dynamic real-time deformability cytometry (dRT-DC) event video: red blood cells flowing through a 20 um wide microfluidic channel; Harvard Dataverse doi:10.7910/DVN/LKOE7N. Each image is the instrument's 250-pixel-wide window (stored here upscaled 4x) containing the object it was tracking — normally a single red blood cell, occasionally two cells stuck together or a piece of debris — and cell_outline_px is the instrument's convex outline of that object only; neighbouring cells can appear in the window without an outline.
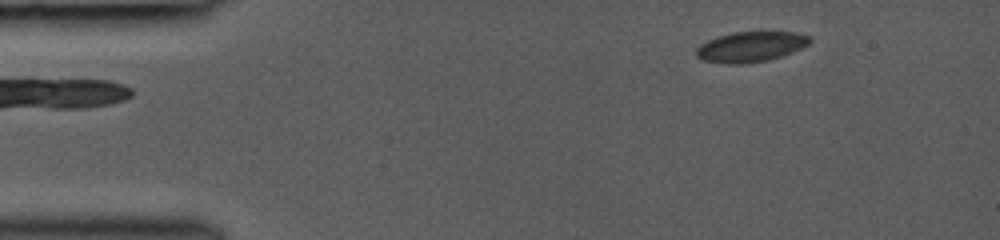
{"species": "common noctule bat (a hibernating species)", "species_latin": "Nyctalus noctula", "temperature_condition": "room temperature", "stored_images_in_passage": 64, "camera_frame_rate_fps": 3000, "um_per_image_px": 0.085, "animal": {"sex": "female", "body_mass_g": 19.0, "forearm_length_mm": 53.3}, "frame": {"image": 1, "passage_image": 1, "time_ms": 0.0, "image_size_px": [1000, 240], "cell_outline_px": [[812, 40], [808, 44], [792, 52], [768, 60], [744, 64], [728, 64], [704, 60], [696, 56], [696, 48], [700, 44], [708, 40], [732, 32], [796, 32], [808, 36]], "centroid_in_image_um": [63.79, 3.98], "position_along_channel_um": 21.2, "area_um2": 19.88}}
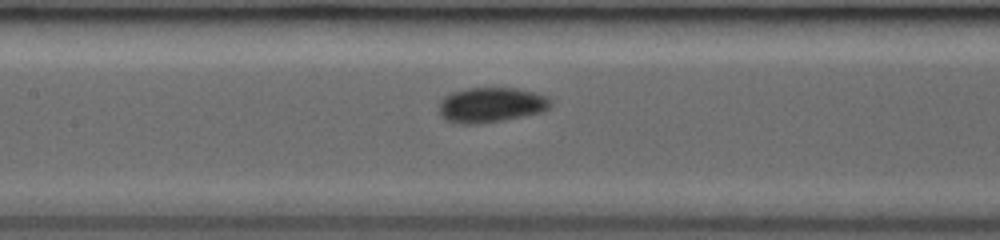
{"frame": {"image": 2, "passage_image": 27, "time_ms": 5.333, "image_size_px": [1000, 240], "cell_outline_px": [[552, 104], [548, 108], [540, 112], [480, 124], [460, 124], [444, 120], [440, 116], [440, 100], [444, 96], [452, 92], [468, 88], [516, 88], [548, 96], [552, 100]], "centroid_in_image_um": [41.7, 8.91], "position_along_channel_um": 165.7, "area_um2": 22.72}}
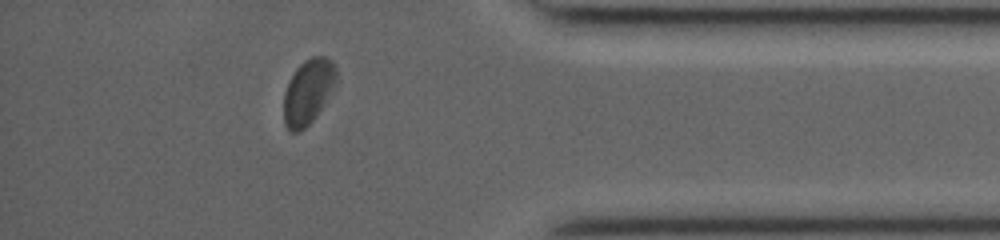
{"frame": {"image": 3, "passage_image": 53, "time_ms": 11.333, "image_size_px": [1000, 240], "cell_outline_px": [[336, 84], [312, 120], [300, 132], [292, 132], [284, 124], [284, 92], [288, 80], [296, 68], [304, 60], [312, 56], [324, 56], [332, 60], [336, 68]], "centroid_in_image_um": [26.17, 7.75], "position_along_channel_um": 409.0, "area_um2": 19.77}}